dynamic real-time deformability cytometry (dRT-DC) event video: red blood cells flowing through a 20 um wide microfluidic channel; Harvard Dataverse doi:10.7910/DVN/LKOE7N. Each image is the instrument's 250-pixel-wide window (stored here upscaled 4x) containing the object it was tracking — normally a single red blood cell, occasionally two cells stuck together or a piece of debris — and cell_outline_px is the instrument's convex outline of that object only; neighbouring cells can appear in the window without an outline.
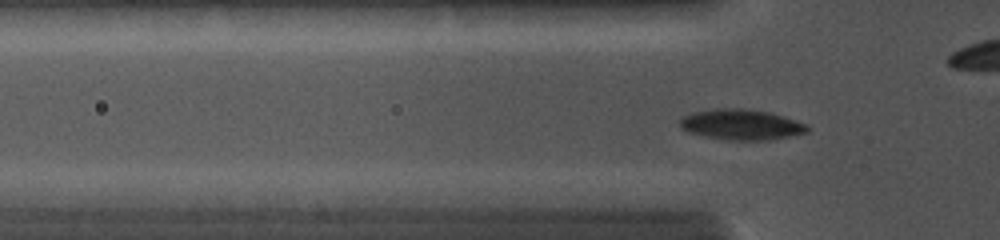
{"species": "common noctule bat (a hibernating species)", "species_latin": "Nyctalus noctula", "temperature_condition": "cold", "stored_images_in_passage": 78, "camera_frame_rate_fps": 5000, "um_per_image_px": 0.085, "animal": {"sex": "female", "body_mass_g": 19.0, "forearm_length_mm": 56.7}, "frame": {"image": 1, "passage_image": 29, "time_ms": 4.2, "image_size_px": [1000, 240], "cell_outline_px": [[808, 132], [768, 140], [732, 140], [708, 136], [688, 132], [680, 128], [680, 120], [684, 116], [692, 112], [712, 108], [744, 108], [772, 112], [784, 116], [804, 124], [808, 128]], "centroid_in_image_um": [62.98, 10.57], "position_along_channel_um": 62.8, "area_um2": 22.54}}
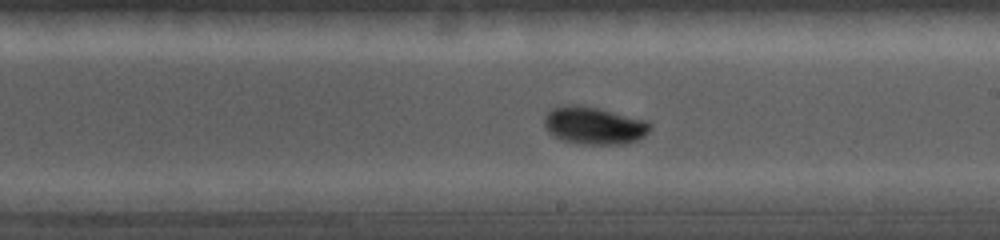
{"frame": {"image": 2, "passage_image": 49, "time_ms": 8.2, "image_size_px": [1000, 240], "cell_outline_px": [[652, 128], [644, 136], [636, 140], [624, 144], [580, 144], [560, 140], [548, 132], [544, 124], [544, 116], [552, 108], [568, 104], [580, 104], [600, 108], [648, 120], [652, 124]], "centroid_in_image_um": [50.5, 10.66], "position_along_channel_um": 238.5, "area_um2": 23.58}}
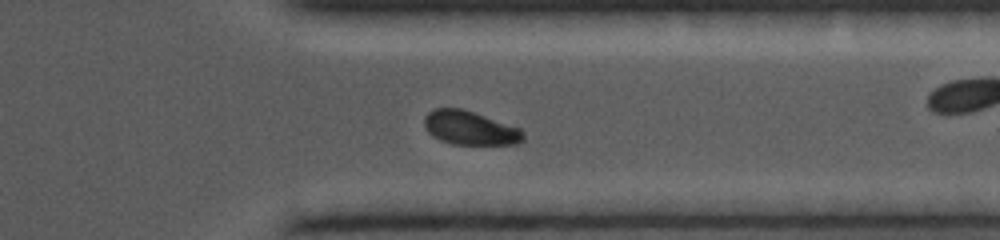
{"frame": {"image": 3, "passage_image": 65, "time_ms": 11.2, "image_size_px": [1000, 240], "cell_outline_px": [[524, 140], [516, 144], [452, 144], [440, 140], [432, 136], [428, 132], [424, 124], [424, 116], [432, 108], [464, 108], [520, 128], [524, 132]], "centroid_in_image_um": [39.94, 10.86], "position_along_channel_um": 371.5, "area_um2": 19.71}}